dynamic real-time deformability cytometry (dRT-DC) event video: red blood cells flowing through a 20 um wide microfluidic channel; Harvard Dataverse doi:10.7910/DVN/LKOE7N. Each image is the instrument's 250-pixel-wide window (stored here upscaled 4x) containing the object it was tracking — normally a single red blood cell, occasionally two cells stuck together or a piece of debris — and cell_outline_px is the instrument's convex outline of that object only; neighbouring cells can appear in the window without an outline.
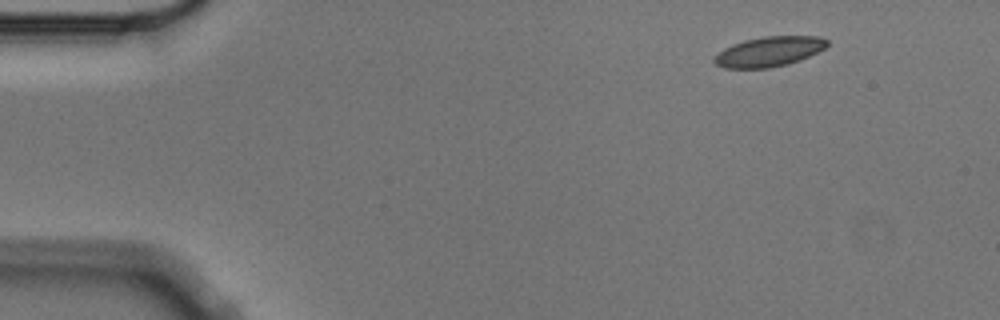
{"species": "Egyptian fruit bat (a non-hibernating species)", "species_latin": "Rousettus aegyptiacus", "temperature_condition": "cold", "stored_images_in_passage": 5, "segment_of_instrument_passage": [1, 2], "camera_frame_rate_fps": 3000, "um_per_image_px": 0.085, "animal": {"sex": "male"}, "frame": {"image": 1, "passage_image": 1, "time_ms": 0.0, "image_size_px": [1000, 320], "cell_outline_px": [[828, 44], [824, 48], [800, 60], [788, 64], [768, 68], [724, 68], [716, 64], [712, 60], [724, 48], [732, 44], [744, 40], [760, 36], [820, 36], [828, 40]], "centroid_in_image_um": [65.36, 4.38], "position_along_channel_um": 19.6, "area_um2": 19.65}}
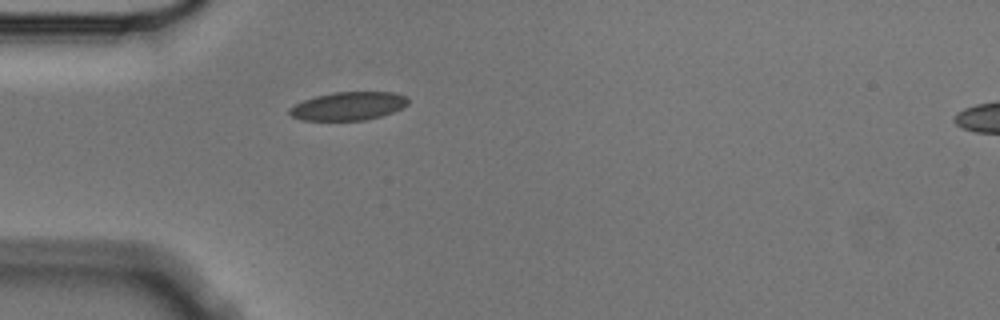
{"frame": {"image": 2, "passage_image": 4, "time_ms": 1.0, "image_size_px": [1000, 320], "cell_outline_px": [[408, 104], [392, 112], [380, 116], [364, 120], [300, 120], [292, 116], [288, 112], [288, 108], [304, 100], [316, 96], [332, 92], [396, 92], [408, 96]], "centroid_in_image_um": [29.61, 9.0], "position_along_channel_um": 55.4, "area_um2": 19.54}}